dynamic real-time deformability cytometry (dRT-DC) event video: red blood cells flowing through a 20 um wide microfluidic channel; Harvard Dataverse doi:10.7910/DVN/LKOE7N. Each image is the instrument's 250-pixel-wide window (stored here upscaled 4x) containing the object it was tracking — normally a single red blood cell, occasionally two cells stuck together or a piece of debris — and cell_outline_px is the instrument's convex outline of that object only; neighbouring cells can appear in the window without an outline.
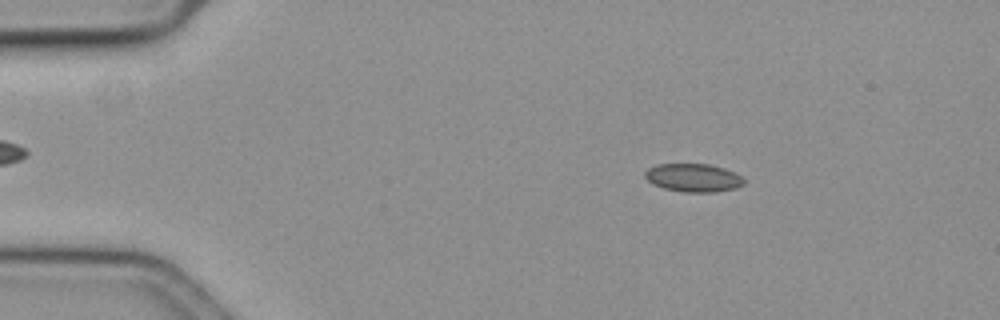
{"species": "common noctule bat (a hibernating species)", "species_latin": "Nyctalus noctula", "temperature_condition": "cold", "stored_images_in_passage": 56, "camera_frame_rate_fps": 3000, "um_per_image_px": 0.085, "animal": {"sex": "female", "body_mass_g": 19.3, "forearm_length_mm": 54.1}, "frame": {"image": 1, "passage_image": 10, "time_ms": 3.0, "image_size_px": [1000, 320], "cell_outline_px": [[744, 184], [736, 188], [716, 192], [684, 192], [664, 188], [652, 184], [644, 176], [644, 172], [648, 168], [656, 164], [708, 164], [724, 168], [740, 176], [744, 180]], "centroid_in_image_um": [58.9, 15.11], "position_along_channel_um": 26.1, "area_um2": 16.24}}
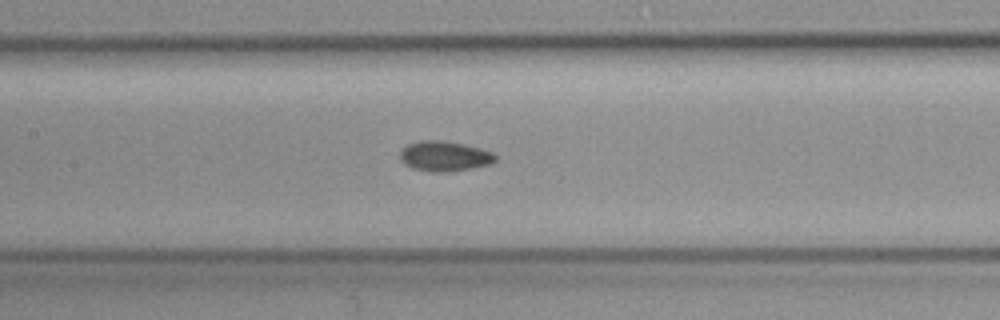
{"frame": {"image": 2, "passage_image": 28, "time_ms": 9.0, "image_size_px": [1000, 320], "cell_outline_px": [[500, 156], [492, 164], [472, 168], [448, 172], [432, 172], [412, 168], [404, 164], [400, 160], [400, 152], [408, 144], [420, 140], [440, 140], [464, 144], [480, 148], [492, 152]], "centroid_in_image_um": [37.81, 13.28], "position_along_channel_um": 169.6, "area_um2": 16.94}}
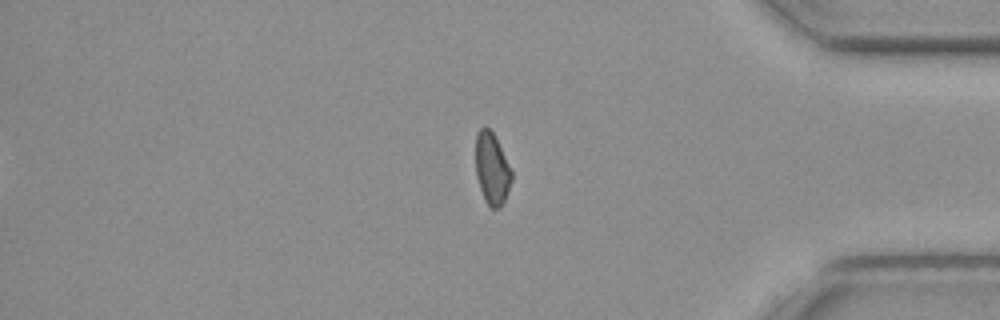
{"frame": {"image": 3, "passage_image": 49, "time_ms": 16.0, "image_size_px": [1000, 320], "cell_outline_px": [[512, 180], [504, 204], [500, 208], [488, 208], [484, 200], [476, 176], [476, 132], [480, 128], [488, 128], [492, 132], [512, 172]], "centroid_in_image_um": [41.81, 14.42], "position_along_channel_um": 393.4, "area_um2": 14.97}, "authors_computed_cell_mechanics": {"area_um2": 16.0973, "velocity_mm_per_s": 3.5832, "shape_relaxation_time_tau1_ms": null, "shape_relaxation_time_tau2_ms": 3.948, "deformation_change_tau1": null, "deformation_change_tau2": 0.0841}}